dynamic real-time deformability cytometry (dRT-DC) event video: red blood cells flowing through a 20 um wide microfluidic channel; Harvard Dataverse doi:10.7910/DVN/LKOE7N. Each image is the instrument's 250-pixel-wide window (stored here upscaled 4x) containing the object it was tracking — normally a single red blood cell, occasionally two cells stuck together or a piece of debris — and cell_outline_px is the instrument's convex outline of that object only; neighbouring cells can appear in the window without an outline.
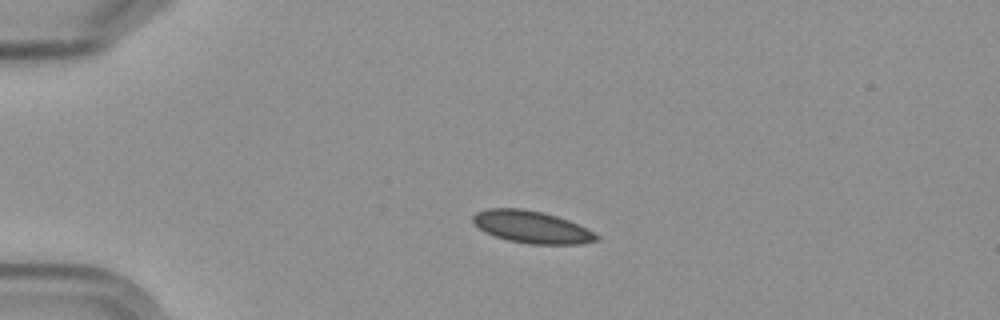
{"species": "Egyptian fruit bat (a non-hibernating species)", "species_latin": "Rousettus aegyptiacus", "temperature_condition": "cold", "stored_images_in_passage": 4, "camera_frame_rate_fps": 3000, "um_per_image_px": 0.085, "frame": {"image": 1, "passage_image": 3, "time_ms": 3.0, "image_size_px": [1000, 320], "cell_outline_px": [[600, 240], [580, 244], [528, 244], [508, 240], [484, 232], [472, 224], [472, 216], [476, 212], [488, 208], [520, 208], [544, 212], [568, 220], [600, 236]], "centroid_in_image_um": [45.15, 19.29], "position_along_channel_um": 39.9, "area_um2": 23.24}}